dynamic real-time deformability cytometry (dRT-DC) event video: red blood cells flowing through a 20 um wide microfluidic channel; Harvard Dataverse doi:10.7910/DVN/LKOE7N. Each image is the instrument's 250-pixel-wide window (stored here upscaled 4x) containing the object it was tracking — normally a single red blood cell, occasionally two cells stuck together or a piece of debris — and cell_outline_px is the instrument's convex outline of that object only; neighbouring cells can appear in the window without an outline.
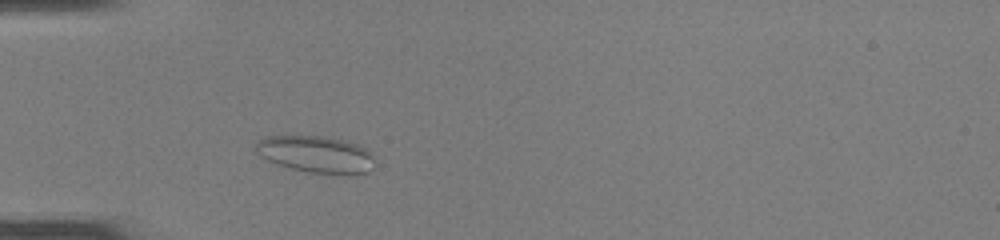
{"species": "common noctule bat (a hibernating species)", "species_latin": "Nyctalus noctula", "temperature_condition": "room temperature", "stored_images_in_passage": 39, "camera_frame_rate_fps": 3000, "um_per_image_px": 0.085, "animal": {"sex": "female", "body_mass_g": 22.0, "forearm_length_mm": 56.7}, "frame": {"image": 1, "passage_image": 5, "time_ms": 1.333, "image_size_px": [1000, 240], "cell_outline_px": [[372, 168], [368, 172], [308, 172], [292, 168], [268, 160], [260, 156], [256, 152], [256, 144], [264, 136], [332, 136], [356, 144], [364, 148], [372, 156]], "centroid_in_image_um": [26.8, 13.07], "position_along_channel_um": 58.2, "area_um2": 24.74}}
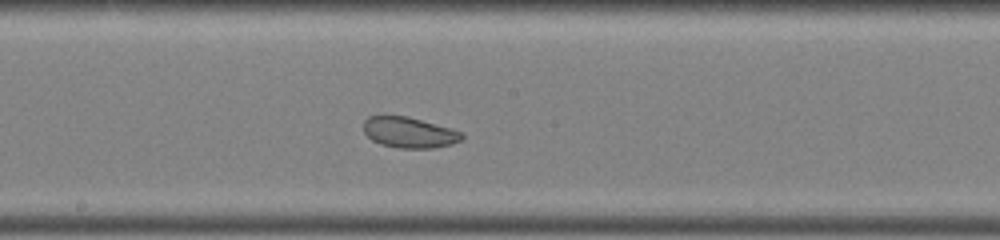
{"frame": {"image": 2, "passage_image": 17, "time_ms": 5.333, "image_size_px": [1000, 240], "cell_outline_px": [[464, 140], [452, 144], [436, 148], [396, 148], [380, 144], [372, 140], [364, 132], [364, 120], [368, 116], [408, 116], [452, 128], [460, 132], [464, 136]], "centroid_in_image_um": [34.81, 11.27], "position_along_channel_um": 213.4, "area_um2": 17.8}}
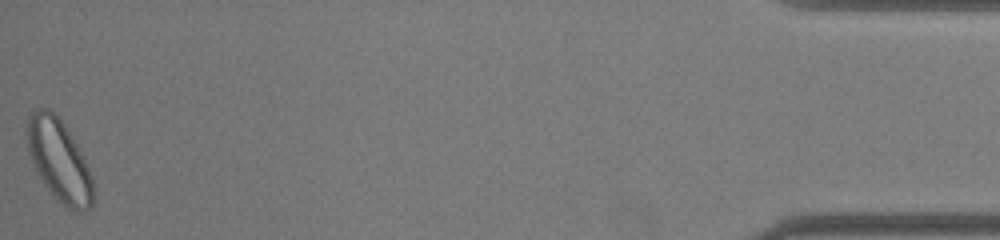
{"frame": {"image": 3, "passage_image": 39, "time_ms": 12.667, "image_size_px": [1000, 240], "cell_outline_px": [[92, 204], [84, 212], [76, 212], [60, 204], [48, 192], [40, 180], [32, 164], [28, 152], [24, 132], [28, 116], [36, 108], [48, 108], [64, 124], [84, 156], [92, 180]], "centroid_in_image_um": [4.96, 13.65], "position_along_channel_um": 430.2, "area_um2": 32.08}, "authors_computed_cell_mechanics": {"area_um2": 20.9814, "velocity_mm_per_s": 4.085, "shape_relaxation_time_tau1_ms": 6.9135, "shape_relaxation_time_tau2_ms": 3.1377, "deformation_change_tau1": 0.1149, "deformation_change_tau2": 0.0858}}